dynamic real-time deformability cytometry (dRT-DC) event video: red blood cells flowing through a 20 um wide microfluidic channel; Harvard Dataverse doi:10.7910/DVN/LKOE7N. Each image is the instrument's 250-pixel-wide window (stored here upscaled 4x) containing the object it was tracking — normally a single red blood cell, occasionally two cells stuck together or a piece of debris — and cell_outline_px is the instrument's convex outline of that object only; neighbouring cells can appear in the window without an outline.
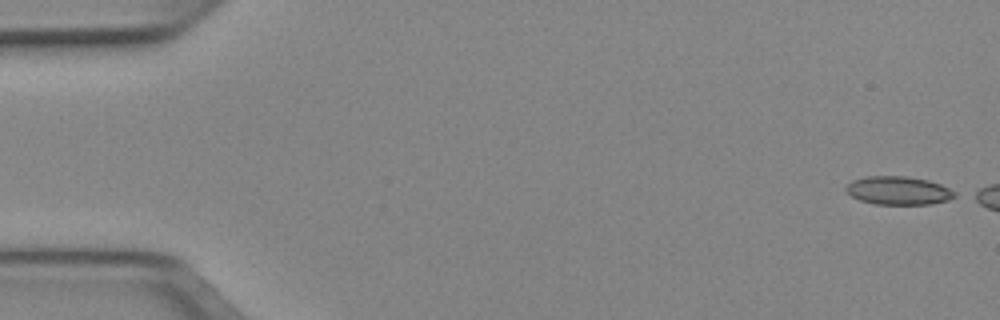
{"species": "Egyptian fruit bat (a non-hibernating species)", "species_latin": "Rousettus aegyptiacus", "temperature_condition": "cold", "stored_images_in_passage": 3, "camera_frame_rate_fps": 3000, "um_per_image_px": 0.085, "animal": {"sex": "female"}, "frame": {"image": 1, "passage_image": 1, "time_ms": 0.0, "image_size_px": [1000, 320], "cell_outline_px": [[956, 196], [948, 200], [932, 204], [872, 204], [860, 200], [852, 196], [844, 188], [852, 180], [864, 176], [904, 176], [928, 180], [940, 184], [956, 192]], "centroid_in_image_um": [76.35, 16.19], "position_along_channel_um": 8.6, "area_um2": 17.98}}